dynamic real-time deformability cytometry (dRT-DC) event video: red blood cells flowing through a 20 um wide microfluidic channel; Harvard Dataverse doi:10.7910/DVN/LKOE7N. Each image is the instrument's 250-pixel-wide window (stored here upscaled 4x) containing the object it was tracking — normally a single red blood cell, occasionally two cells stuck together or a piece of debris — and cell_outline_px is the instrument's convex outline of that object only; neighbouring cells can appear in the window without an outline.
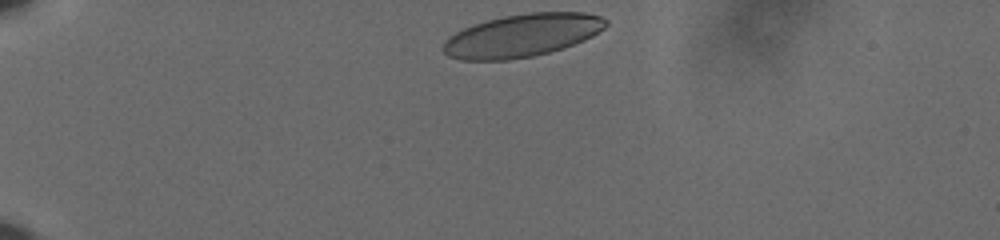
{"species": "human", "species_latin": "Homo sapiens", "temperature_condition": "cold", "stored_images_in_passage": 37, "camera_frame_rate_fps": 3000, "um_per_image_px": 0.085, "donor": {"sex": "male"}, "frame": {"image": 1, "passage_image": 1, "time_ms": 0.0, "image_size_px": [1000, 240], "cell_outline_px": [[608, 24], [604, 28], [592, 36], [584, 40], [548, 52], [532, 56], [508, 60], [460, 60], [448, 56], [440, 48], [444, 40], [448, 36], [472, 24], [504, 16], [528, 12], [584, 12], [600, 16], [608, 20]], "centroid_in_image_um": [44.34, 3.01], "position_along_channel_um": 40.7, "area_um2": 40.69}}
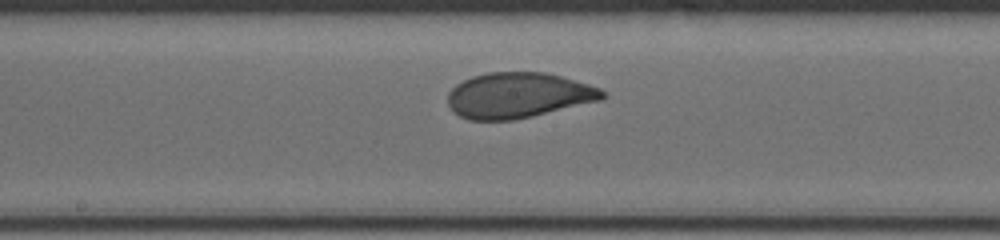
{"frame": {"image": 2, "passage_image": 20, "time_ms": 6.333, "image_size_px": [1000, 240], "cell_outline_px": [[608, 96], [600, 100], [532, 116], [512, 120], [468, 120], [452, 112], [448, 104], [448, 92], [456, 84], [472, 76], [488, 72], [544, 72], [560, 76], [588, 84], [600, 88]], "centroid_in_image_um": [44.02, 8.1], "position_along_channel_um": 204.2, "area_um2": 40.92}}
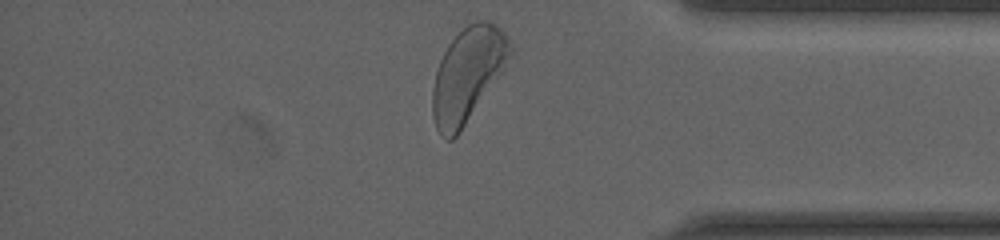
{"frame": {"image": 3, "passage_image": 37, "time_ms": 12.0, "image_size_px": [1000, 240], "cell_outline_px": [[512, 52], [504, 68], [460, 132], [452, 140], [448, 140], [440, 136], [436, 128], [432, 116], [432, 88], [436, 72], [440, 60], [448, 44], [468, 24], [476, 20], [488, 20], [496, 24], [504, 32], [512, 48]], "centroid_in_image_um": [39.73, 6.35], "position_along_channel_um": 395.5, "area_um2": 42.14}, "authors_computed_cell_mechanics": {"area_um2": 41.1536, "velocity_mm_per_s": 3.5944, "shape_relaxation_time_tau1_ms": 3.6275, "shape_relaxation_time_tau2_ms": null, "deformation_change_tau1": 0.1333, "deformation_change_tau2": null}}